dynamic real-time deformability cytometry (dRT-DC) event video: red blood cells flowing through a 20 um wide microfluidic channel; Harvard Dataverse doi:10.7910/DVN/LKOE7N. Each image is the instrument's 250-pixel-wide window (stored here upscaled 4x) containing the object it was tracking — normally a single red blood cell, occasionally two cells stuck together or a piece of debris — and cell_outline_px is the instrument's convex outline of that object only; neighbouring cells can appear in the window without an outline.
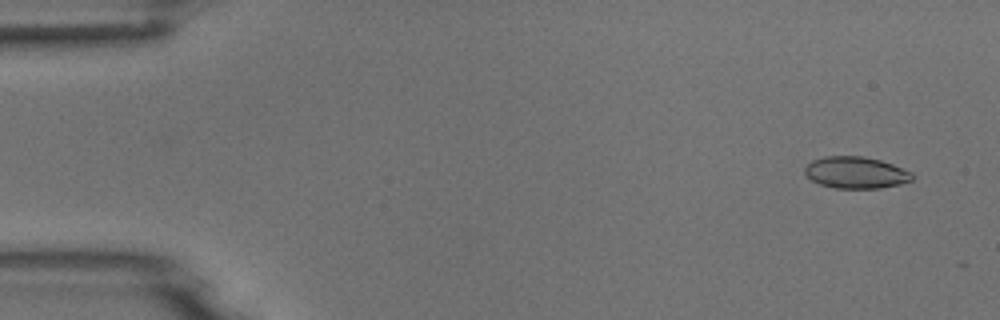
{"species": "common noctule bat (a hibernating species)", "species_latin": "Nyctalus noctula", "temperature_condition": "room temperature", "stored_images_in_passage": 4, "camera_frame_rate_fps": 3000, "um_per_image_px": 0.085, "animal": {"sex": "male", "body_mass_g": 18.8}, "frame": {"image": 1, "passage_image": 3, "time_ms": 0.667, "image_size_px": [1000, 320], "cell_outline_px": [[912, 180], [900, 184], [880, 188], [836, 188], [820, 184], [812, 180], [804, 172], [804, 168], [812, 160], [824, 156], [864, 156], [880, 160], [892, 164], [912, 172]], "centroid_in_image_um": [72.74, 14.66], "position_along_channel_um": 12.3, "area_um2": 19.77}}